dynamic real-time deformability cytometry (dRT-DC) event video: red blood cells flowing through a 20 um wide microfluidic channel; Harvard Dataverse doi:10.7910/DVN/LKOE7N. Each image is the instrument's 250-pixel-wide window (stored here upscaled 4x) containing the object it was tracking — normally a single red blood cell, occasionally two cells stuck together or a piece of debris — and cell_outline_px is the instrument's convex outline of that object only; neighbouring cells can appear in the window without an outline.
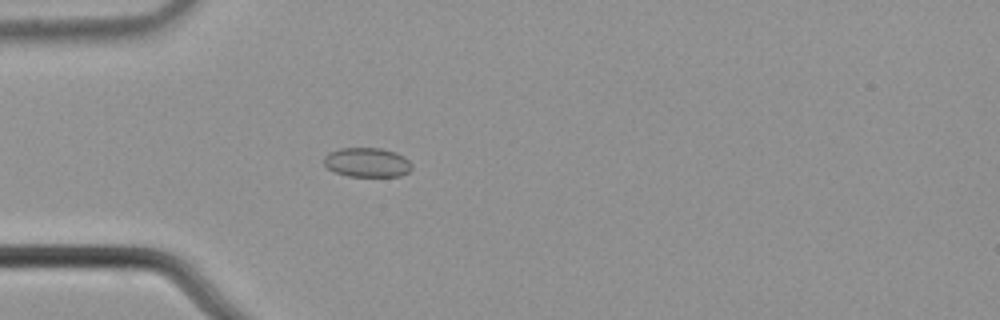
{"species": "common noctule bat (a hibernating species)", "species_latin": "Nyctalus noctula", "temperature_condition": "cold", "stored_images_in_passage": 54, "camera_frame_rate_fps": 3000, "um_per_image_px": 0.085, "animal": {"sex": "male", "body_mass_g": 21.5, "forearm_length_mm": 52.0}, "frame": {"image": 1, "passage_image": 14, "time_ms": 4.333, "image_size_px": [1000, 320], "cell_outline_px": [[412, 168], [408, 172], [400, 176], [348, 176], [336, 172], [328, 168], [324, 164], [324, 156], [328, 152], [340, 148], [380, 148], [396, 152], [404, 156], [412, 164]], "centroid_in_image_um": [31.21, 13.79], "position_along_channel_um": 53.8, "area_um2": 15.09}}
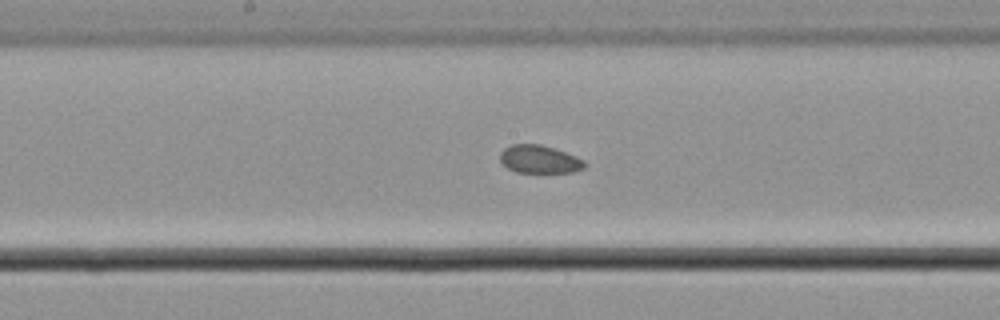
{"frame": {"image": 2, "passage_image": 27, "time_ms": 8.667, "image_size_px": [1000, 320], "cell_outline_px": [[588, 164], [584, 168], [572, 172], [516, 172], [508, 168], [500, 160], [500, 152], [504, 148], [512, 144], [540, 144], [556, 148], [576, 156], [584, 160]], "centroid_in_image_um": [45.88, 13.53], "position_along_channel_um": 202.3, "area_um2": 13.87}}
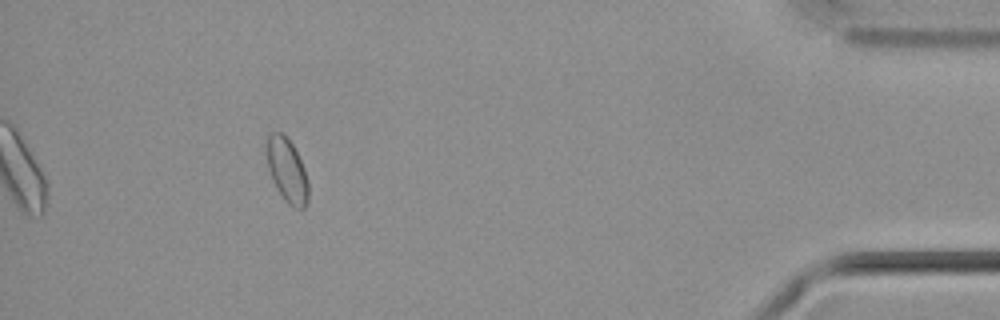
{"frame": {"image": 3, "passage_image": 49, "time_ms": 16.0, "image_size_px": [1000, 320], "cell_outline_px": [[308, 200], [304, 208], [292, 208], [284, 200], [276, 188], [272, 180], [268, 168], [264, 144], [264, 140], [272, 132], [284, 132], [288, 136], [304, 168], [308, 180]], "centroid_in_image_um": [24.36, 14.44], "position_along_channel_um": 410.8, "area_um2": 16.01}, "authors_computed_cell_mechanics": {"area_um2": 15.0858, "velocity_mm_per_s": 3.6621, "shape_relaxation_time_tau1_ms": null, "shape_relaxation_time_tau2_ms": 3.8684, "deformation_change_tau1": null, "deformation_change_tau2": 0.0565}}